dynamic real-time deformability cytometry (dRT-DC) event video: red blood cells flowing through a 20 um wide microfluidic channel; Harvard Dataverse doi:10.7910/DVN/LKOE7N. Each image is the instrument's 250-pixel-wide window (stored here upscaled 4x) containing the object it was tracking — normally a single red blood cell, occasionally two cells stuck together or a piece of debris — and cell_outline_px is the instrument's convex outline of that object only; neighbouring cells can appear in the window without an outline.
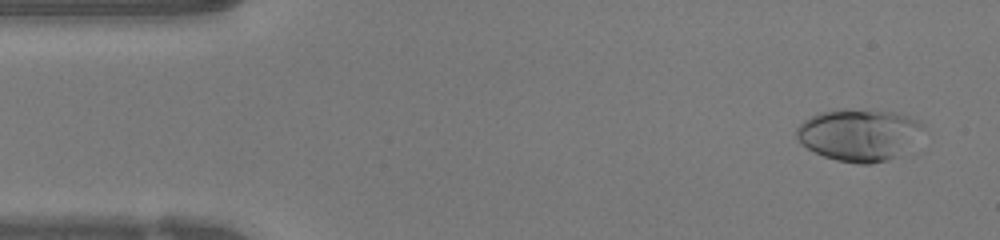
{"species": "human", "species_latin": "Homo sapiens", "temperature_condition": "warm", "stored_images_in_passage": 47, "camera_frame_rate_fps": 3000, "um_per_image_px": 0.085, "donor": {"sex": "female"}, "frame": {"image": 1, "passage_image": 3, "time_ms": 0.667, "image_size_px": [1000, 240], "cell_outline_px": [[924, 128], [892, 156], [884, 160], [868, 164], [856, 164], [836, 160], [824, 156], [800, 144], [796, 136], [796, 128], [804, 120], [820, 112], [840, 108], [844, 108], [892, 112], [908, 116], [920, 120], [924, 124]], "centroid_in_image_um": [72.89, 11.42], "position_along_channel_um": 12.1, "area_um2": 37.4}}
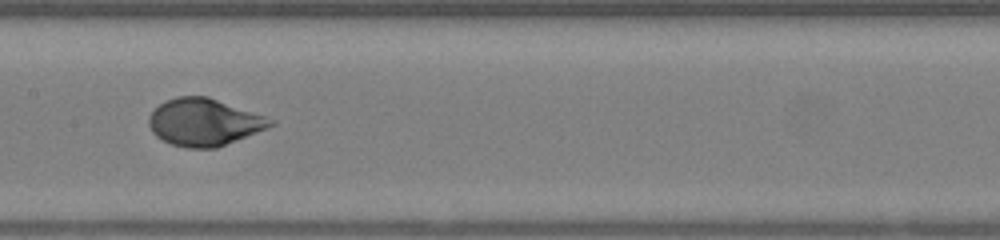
{"frame": {"image": 2, "passage_image": 23, "time_ms": 7.333, "image_size_px": [1000, 240], "cell_outline_px": [[276, 124], [268, 128], [216, 148], [188, 148], [172, 144], [156, 136], [152, 132], [148, 124], [148, 116], [160, 104], [176, 96], [208, 96], [276, 120]], "centroid_in_image_um": [17.36, 10.38], "position_along_channel_um": 190.0, "area_um2": 33.35}}
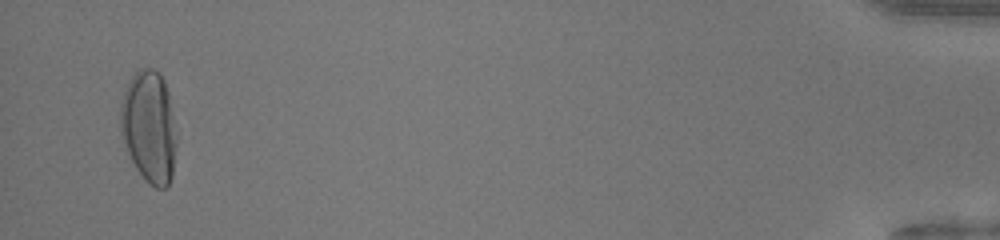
{"frame": {"image": 3, "passage_image": 46, "time_ms": 15.0, "image_size_px": [1000, 240], "cell_outline_px": [[176, 144], [172, 176], [168, 184], [164, 188], [156, 188], [144, 180], [136, 168], [128, 152], [120, 128], [120, 104], [124, 92], [132, 76], [140, 68], [152, 68], [160, 72], [164, 80], [168, 92], [176, 136]], "centroid_in_image_um": [12.67, 10.77], "position_along_channel_um": 422.5, "area_um2": 36.36}, "authors_computed_cell_mechanics": {"area_um2": 33.813, "velocity_mm_per_s": 4.2367, "shape_relaxation_time_tau1_ms": 3.5536, "shape_relaxation_time_tau2_ms": null, "deformation_change_tau1": 0.2266, "deformation_change_tau2": null}}